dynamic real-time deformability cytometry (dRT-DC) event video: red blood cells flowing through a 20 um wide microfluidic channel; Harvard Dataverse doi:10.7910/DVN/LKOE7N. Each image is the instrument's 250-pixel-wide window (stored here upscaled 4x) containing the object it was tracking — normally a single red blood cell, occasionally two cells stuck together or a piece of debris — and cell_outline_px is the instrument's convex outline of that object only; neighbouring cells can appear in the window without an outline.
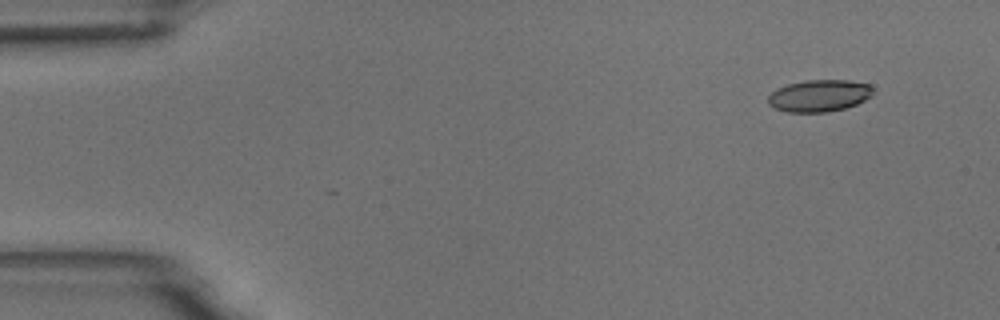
{"species": "common noctule bat (a hibernating species)", "species_latin": "Nyctalus noctula", "temperature_condition": "room temperature", "stored_images_in_passage": 5, "camera_frame_rate_fps": 3000, "um_per_image_px": 0.085, "animal": {"sex": "male", "body_mass_g": 18.8}, "frame": {"image": 1, "passage_image": 2, "time_ms": 1.333, "image_size_px": [1000, 320], "cell_outline_px": [[876, 92], [872, 96], [856, 104], [844, 108], [828, 112], [788, 112], [776, 108], [768, 104], [768, 96], [776, 88], [788, 84], [804, 80], [848, 80], [868, 84]], "centroid_in_image_um": [69.64, 8.13], "position_along_channel_um": 15.4, "area_um2": 19.59}}
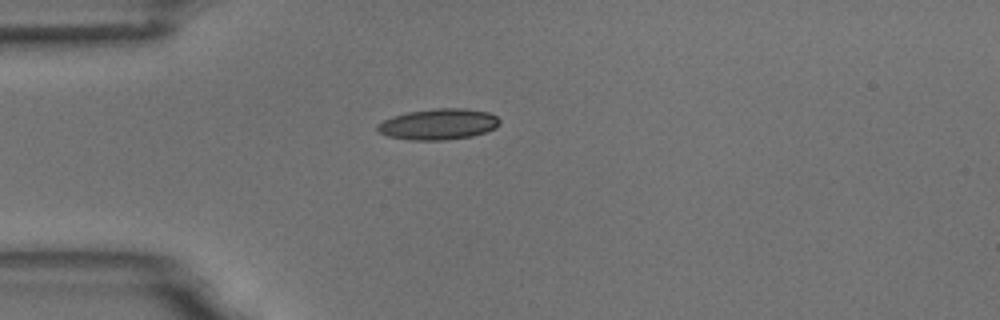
{"frame": {"image": 2, "passage_image": 5, "time_ms": 4.667, "image_size_px": [1000, 320], "cell_outline_px": [[500, 124], [496, 128], [472, 136], [444, 140], [408, 140], [388, 136], [380, 132], [376, 128], [376, 124], [392, 116], [408, 112], [436, 108], [464, 108], [488, 112], [496, 116], [500, 120]], "centroid_in_image_um": [37.26, 10.55], "position_along_channel_um": 47.7, "area_um2": 22.08}}